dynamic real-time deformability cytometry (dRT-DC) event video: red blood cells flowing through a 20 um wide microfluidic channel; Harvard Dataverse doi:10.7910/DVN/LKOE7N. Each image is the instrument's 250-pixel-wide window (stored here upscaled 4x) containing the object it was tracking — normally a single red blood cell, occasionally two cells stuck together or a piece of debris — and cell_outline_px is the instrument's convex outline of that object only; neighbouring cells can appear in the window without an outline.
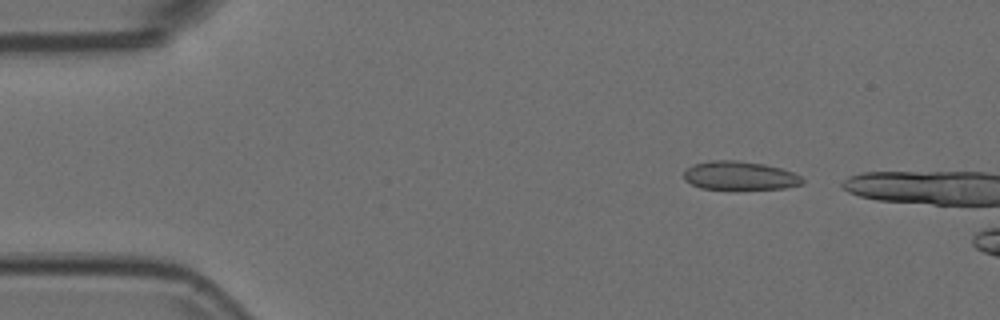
{"species": "Egyptian fruit bat (a non-hibernating species)", "species_latin": "Rousettus aegyptiacus", "temperature_condition": "room temperature", "stored_images_in_passage": 10, "camera_frame_rate_fps": 3000, "um_per_image_px": 0.085, "animal": {"sex": "female"}, "frame": {"image": 1, "passage_image": 4, "time_ms": 1.0, "image_size_px": [1000, 320], "cell_outline_px": [[804, 184], [784, 188], [736, 192], [700, 188], [684, 180], [684, 172], [692, 164], [712, 160], [736, 160], [764, 164], [780, 168], [792, 172], [800, 176], [804, 180]], "centroid_in_image_um": [62.87, 14.98], "position_along_channel_um": 22.1, "area_um2": 20.69}}